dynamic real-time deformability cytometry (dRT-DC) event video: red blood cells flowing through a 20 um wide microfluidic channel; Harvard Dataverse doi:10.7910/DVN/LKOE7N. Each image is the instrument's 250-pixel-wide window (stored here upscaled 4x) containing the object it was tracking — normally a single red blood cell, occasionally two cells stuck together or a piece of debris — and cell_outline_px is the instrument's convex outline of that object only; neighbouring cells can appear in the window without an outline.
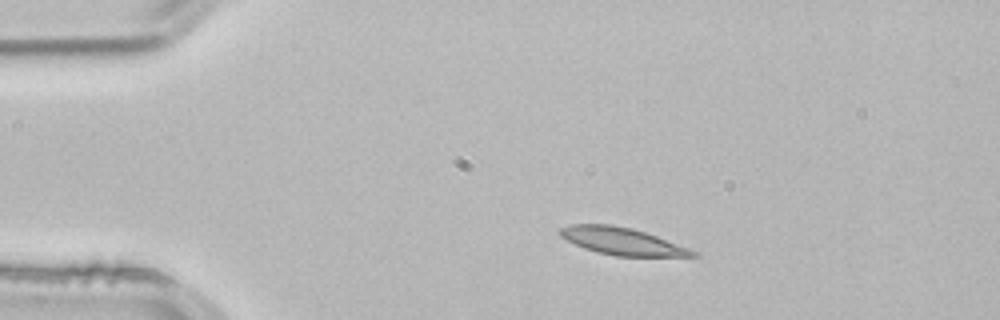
{"species": "common noctule bat (a hibernating species)", "species_latin": "Nyctalus noctula", "temperature_condition": "room temperature", "stored_images_in_passage": 2, "camera_frame_rate_fps": 3000, "um_per_image_px": 0.085, "animal": {"sex": "male", "body_mass_g": 21.5, "forearm_length_mm": 52.0}, "frame": {"image": 1, "passage_image": 1, "time_ms": 0.0, "image_size_px": [1000, 320], "cell_outline_px": [[700, 256], [616, 256], [596, 252], [584, 248], [560, 236], [560, 228], [572, 224], [612, 224], [632, 228], [656, 236], [700, 252]], "centroid_in_image_um": [52.9, 20.51], "position_along_channel_um": 32.1, "area_um2": 20.92}}